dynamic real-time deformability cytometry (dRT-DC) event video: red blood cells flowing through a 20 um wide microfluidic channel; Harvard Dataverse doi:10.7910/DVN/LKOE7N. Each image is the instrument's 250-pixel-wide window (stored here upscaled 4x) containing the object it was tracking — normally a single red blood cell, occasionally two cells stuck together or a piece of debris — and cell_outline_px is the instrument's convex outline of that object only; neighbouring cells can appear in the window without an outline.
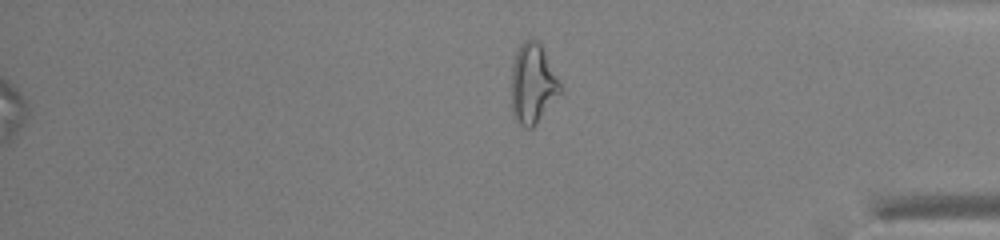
{"species": "common noctule bat (a hibernating species)", "species_latin": "Nyctalus noctula", "temperature_condition": "warm", "stored_images_in_passage": 52, "segment_of_instrument_passage": [2, 2], "camera_frame_rate_fps": 3000, "um_per_image_px": 0.085, "animal": {"sex": "male", "body_mass_g": 13.0, "forearm_length_mm": 53.1}, "frame": {"image": 1, "passage_image": 52, "time_ms": 17.0, "image_size_px": [1000, 240], "cell_outline_px": [[564, 88], [532, 128], [524, 128], [512, 116], [512, 64], [516, 52], [520, 44], [524, 40], [532, 36], [540, 44], [560, 80]], "centroid_in_image_um": [45.28, 7.09], "position_along_channel_um": 389.9, "area_um2": 22.77}}